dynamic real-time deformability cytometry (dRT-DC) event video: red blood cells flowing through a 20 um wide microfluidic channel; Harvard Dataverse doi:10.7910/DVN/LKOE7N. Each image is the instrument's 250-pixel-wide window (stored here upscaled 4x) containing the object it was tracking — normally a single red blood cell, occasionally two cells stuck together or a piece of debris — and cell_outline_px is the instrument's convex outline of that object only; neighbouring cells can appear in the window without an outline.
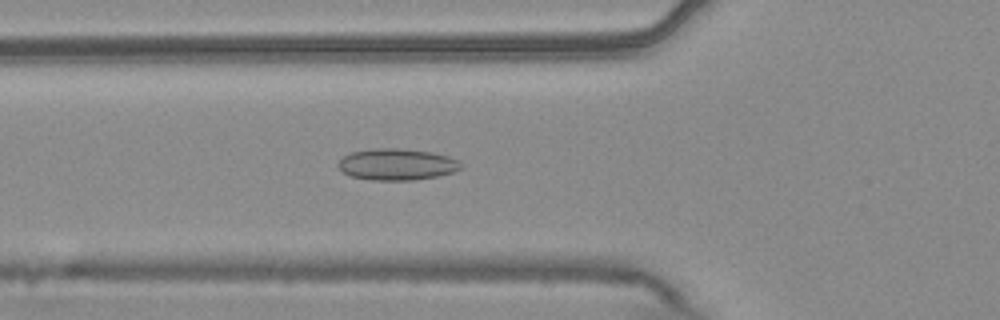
{"species": "common noctule bat (a hibernating species)", "species_latin": "Nyctalus noctula", "temperature_condition": "warm", "stored_images_in_passage": 56, "camera_frame_rate_fps": 3000, "um_per_image_px": 0.085, "animal": {"sex": "male", "body_mass_g": 20.4}, "frame": {"image": 1, "passage_image": 20, "time_ms": 6.333, "image_size_px": [1000, 320], "cell_outline_px": [[464, 168], [452, 172], [436, 176], [416, 180], [372, 180], [352, 176], [344, 172], [336, 164], [344, 156], [352, 152], [376, 148], [400, 148], [432, 152], [448, 156], [460, 160]], "centroid_in_image_um": [33.78, 13.97], "position_along_channel_um": 92.0, "area_um2": 22.54}}
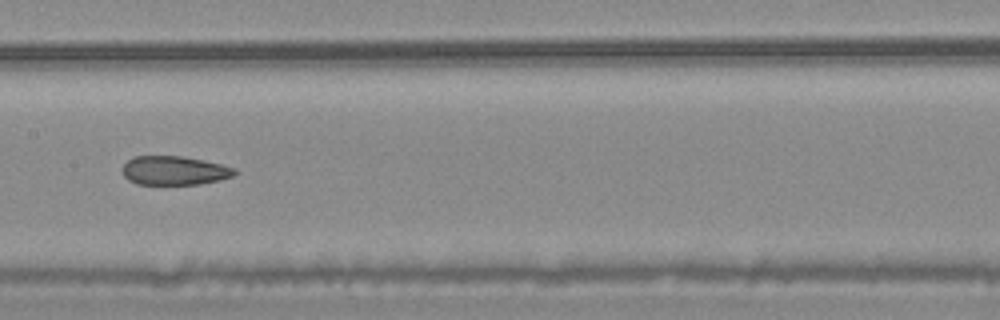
{"frame": {"image": 2, "passage_image": 28, "time_ms": 9.0, "image_size_px": [1000, 320], "cell_outline_px": [[240, 172], [232, 176], [220, 180], [200, 184], [136, 184], [128, 180], [124, 176], [124, 164], [128, 160], [136, 156], [180, 156], [220, 164], [236, 168]], "centroid_in_image_um": [14.85, 14.5], "position_along_channel_um": 192.6, "area_um2": 18.79}}
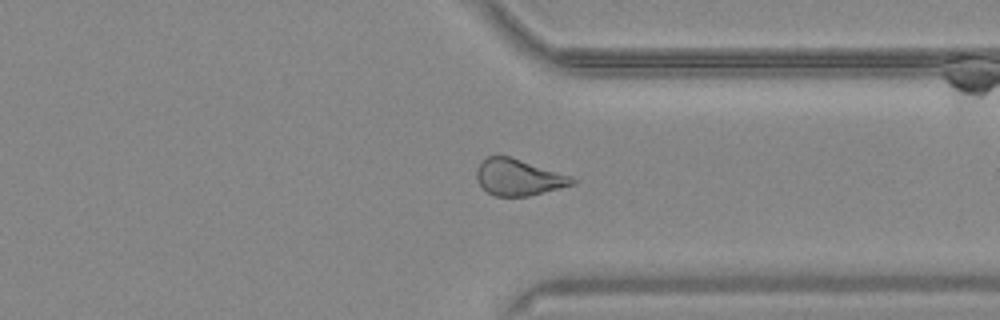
{"frame": {"image": 3, "passage_image": 42, "time_ms": 13.667, "image_size_px": [1000, 320], "cell_outline_px": [[576, 184], [528, 196], [492, 196], [480, 184], [476, 176], [476, 172], [480, 164], [488, 156], [508, 156], [572, 176], [576, 180]], "centroid_in_image_um": [44.1, 15.08], "position_along_channel_um": 367.3, "area_um2": 20.0}, "authors_computed_cell_mechanics": {"area_um2": 22.253, "velocity_mm_per_s": 3.756, "shape_relaxation_time_tau1_ms": null, "shape_relaxation_time_tau2_ms": 2.7969, "deformation_change_tau1": null, "deformation_change_tau2": 0.1063}}